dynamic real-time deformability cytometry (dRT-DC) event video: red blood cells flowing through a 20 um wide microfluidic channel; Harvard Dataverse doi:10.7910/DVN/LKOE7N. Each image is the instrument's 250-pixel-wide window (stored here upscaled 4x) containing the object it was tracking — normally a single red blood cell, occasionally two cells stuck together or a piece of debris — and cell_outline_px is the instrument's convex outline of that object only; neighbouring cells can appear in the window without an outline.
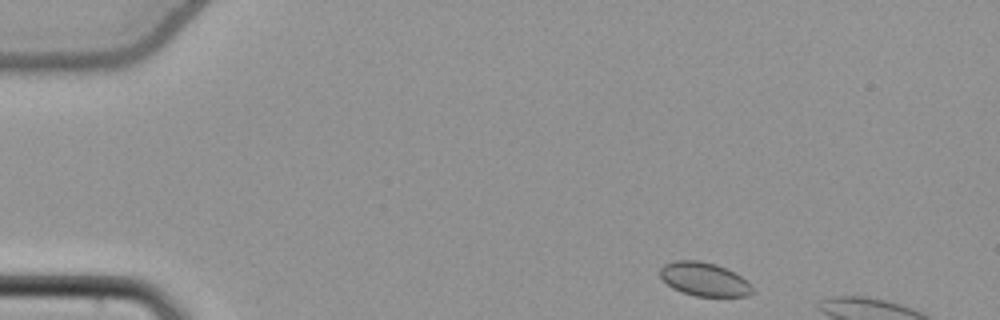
{"species": "common noctule bat (a hibernating species)", "species_latin": "Nyctalus noctula", "temperature_condition": "cold", "stored_images_in_passage": 8, "camera_frame_rate_fps": 3000, "um_per_image_px": 0.085, "animal": {"sex": "female", "body_mass_g": 22.7, "forearm_length_mm": 54.2}, "frame": {"image": 1, "passage_image": 1, "time_ms": 0.0, "image_size_px": [1000, 320], "cell_outline_px": [[752, 292], [748, 296], [696, 296], [680, 292], [672, 288], [660, 276], [660, 268], [664, 264], [676, 260], [700, 260], [716, 264], [740, 276], [752, 288]], "centroid_in_image_um": [59.8, 23.73], "position_along_channel_um": 25.2, "area_um2": 17.86}}